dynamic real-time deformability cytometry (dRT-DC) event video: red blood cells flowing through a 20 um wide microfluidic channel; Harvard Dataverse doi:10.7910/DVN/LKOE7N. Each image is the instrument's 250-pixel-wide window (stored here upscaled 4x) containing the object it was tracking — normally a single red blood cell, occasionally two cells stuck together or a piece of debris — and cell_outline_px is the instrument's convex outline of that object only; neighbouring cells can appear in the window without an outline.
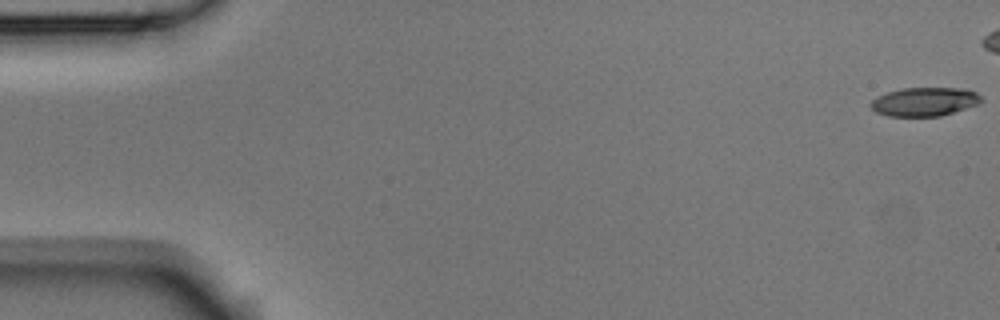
{"species": "Egyptian fruit bat (a non-hibernating species)", "species_latin": "Rousettus aegyptiacus", "temperature_condition": "room temperature", "stored_images_in_passage": 6, "camera_frame_rate_fps": 3000, "um_per_image_px": 0.085, "animal": {"sex": "male"}, "frame": {"image": 1, "passage_image": 1, "time_ms": 0.0, "image_size_px": [1000, 320], "cell_outline_px": [[980, 100], [976, 104], [940, 116], [888, 116], [876, 112], [868, 104], [876, 96], [888, 92], [904, 88], [960, 88], [976, 92], [980, 96]], "centroid_in_image_um": [78.51, 8.64], "position_along_channel_um": 6.5, "area_um2": 18.21}}